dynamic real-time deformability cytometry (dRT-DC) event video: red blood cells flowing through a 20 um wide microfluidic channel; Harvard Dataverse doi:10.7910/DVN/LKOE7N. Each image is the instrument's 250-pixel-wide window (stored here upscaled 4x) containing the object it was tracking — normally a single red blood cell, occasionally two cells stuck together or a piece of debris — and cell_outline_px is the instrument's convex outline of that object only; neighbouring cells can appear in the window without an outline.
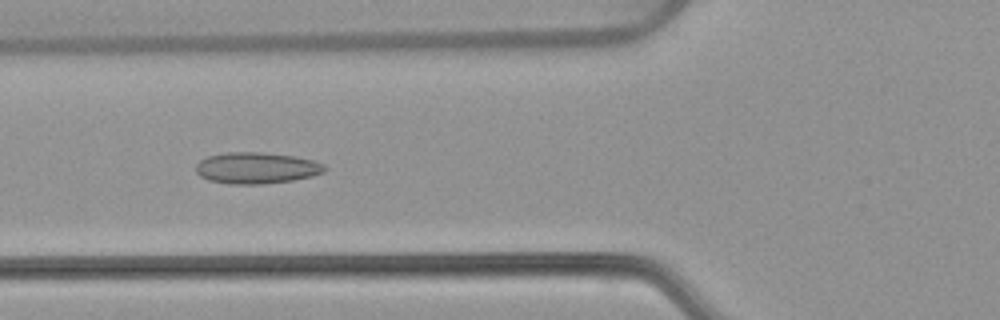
{"species": "common noctule bat (a hibernating species)", "species_latin": "Nyctalus noctula", "temperature_condition": "warm", "stored_images_in_passage": 6, "camera_frame_rate_fps": 3000, "um_per_image_px": 0.085, "animal": {"sex": "female", "body_mass_g": 22.7, "forearm_length_mm": 54.2}, "frame": {"image": 1, "passage_image": 5, "time_ms": 5.667, "image_size_px": [1000, 320], "cell_outline_px": [[328, 168], [324, 172], [312, 176], [292, 180], [264, 184], [228, 184], [208, 180], [200, 176], [196, 172], [196, 164], [200, 160], [208, 156], [224, 152], [260, 152], [292, 156], [312, 160], [324, 164]], "centroid_in_image_um": [21.78, 14.28], "position_along_channel_um": 104.0, "area_um2": 23.58}}
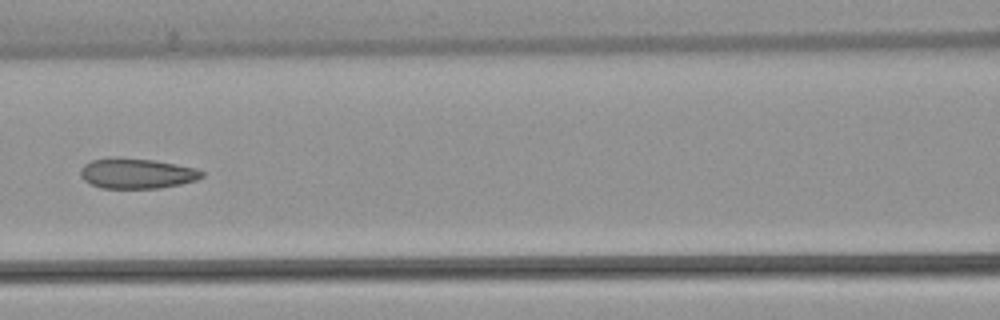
{"frame": {"image": 2, "passage_image": 6, "time_ms": 7.0, "image_size_px": [1000, 320], "cell_outline_px": [[204, 176], [196, 180], [180, 184], [160, 188], [100, 188], [84, 180], [80, 176], [80, 168], [84, 164], [92, 160], [112, 156], [120, 156], [152, 160], [176, 164], [196, 168], [204, 172]], "centroid_in_image_um": [11.6, 14.72], "position_along_channel_um": 155.0, "area_um2": 21.68}}